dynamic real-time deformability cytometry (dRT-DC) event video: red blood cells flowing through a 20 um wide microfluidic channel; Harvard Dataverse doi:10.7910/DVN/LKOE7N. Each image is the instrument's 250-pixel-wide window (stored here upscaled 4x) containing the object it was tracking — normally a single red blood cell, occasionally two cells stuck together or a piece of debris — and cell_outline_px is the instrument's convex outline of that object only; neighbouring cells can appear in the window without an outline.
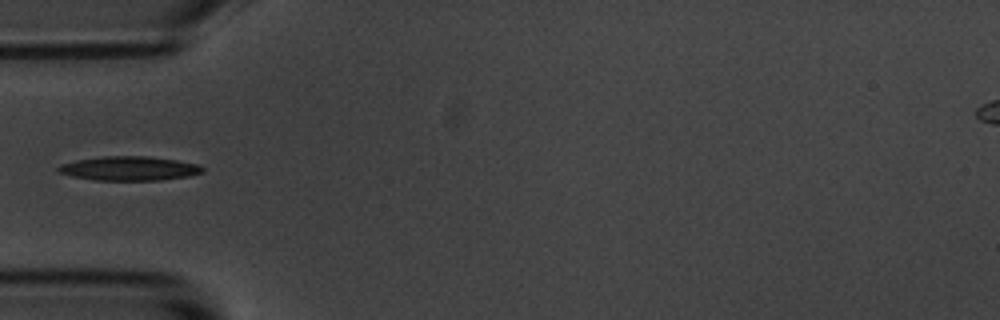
{"species": "common noctule bat (a hibernating species)", "species_latin": "Nyctalus noctula", "temperature_condition": "room temperature", "stored_images_in_passage": 4, "camera_frame_rate_fps": 3000, "um_per_image_px": 0.085, "animal": {"sex": "male", "body_mass_g": 20.1, "forearm_length_mm": 53.5}, "frame": {"image": 1, "passage_image": 4, "time_ms": 1.0, "image_size_px": [1000, 320], "cell_outline_px": [[204, 172], [188, 176], [160, 180], [92, 180], [72, 176], [56, 172], [56, 168], [60, 164], [76, 160], [100, 156], [148, 156], [176, 160], [196, 164], [204, 168]], "centroid_in_image_um": [10.93, 14.31], "position_along_channel_um": 74.1, "area_um2": 20.4}}